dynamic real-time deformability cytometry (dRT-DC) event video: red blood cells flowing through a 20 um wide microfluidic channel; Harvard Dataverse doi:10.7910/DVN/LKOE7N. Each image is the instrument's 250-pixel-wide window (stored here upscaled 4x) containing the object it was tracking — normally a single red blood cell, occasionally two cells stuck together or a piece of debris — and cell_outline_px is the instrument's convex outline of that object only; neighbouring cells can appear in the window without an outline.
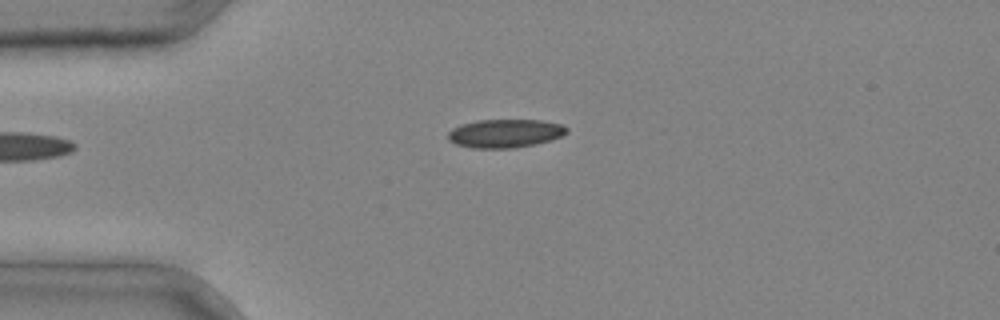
{"species": "common noctule bat (a hibernating species)", "species_latin": "Nyctalus noctula", "temperature_condition": "cold", "stored_images_in_passage": 3, "camera_frame_rate_fps": 3000, "um_per_image_px": 0.085, "animal": {"sex": "male", "body_mass_g": 20.4}, "frame": {"image": 1, "passage_image": 3, "time_ms": 0.667, "image_size_px": [1000, 320], "cell_outline_px": [[568, 132], [560, 136], [536, 144], [512, 148], [472, 148], [456, 144], [448, 140], [448, 132], [452, 128], [460, 124], [476, 120], [544, 120], [564, 124], [568, 128]], "centroid_in_image_um": [42.92, 11.32], "position_along_channel_um": 42.1, "area_um2": 19.83}}